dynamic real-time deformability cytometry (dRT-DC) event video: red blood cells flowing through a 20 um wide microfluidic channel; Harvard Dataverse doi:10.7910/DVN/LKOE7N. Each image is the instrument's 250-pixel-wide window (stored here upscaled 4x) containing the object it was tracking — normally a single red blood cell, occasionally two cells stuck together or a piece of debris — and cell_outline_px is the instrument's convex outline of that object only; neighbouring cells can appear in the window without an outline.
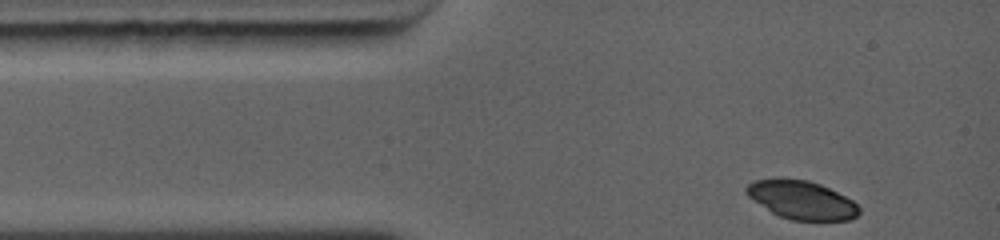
{"species": "common noctule bat (a hibernating species)", "species_latin": "Nyctalus noctula", "temperature_condition": "warm", "stored_images_in_passage": 5, "camera_frame_rate_fps": 5000, "um_per_image_px": 0.085, "animal": {"sex": "female", "body_mass_g": 19.0, "forearm_length_mm": 56.7}, "frame": {"image": 1, "passage_image": 1, "time_ms": 0.0, "image_size_px": [1000, 240], "cell_outline_px": [[860, 212], [852, 220], [792, 220], [780, 216], [772, 212], [748, 196], [744, 192], [744, 188], [752, 180], [776, 176], [780, 176], [808, 180], [820, 184], [852, 200], [860, 208]], "centroid_in_image_um": [68.09, 16.95], "position_along_channel_um": 16.9, "area_um2": 25.55}}
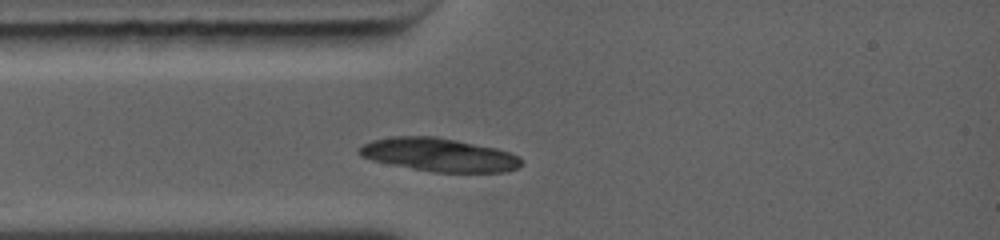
{"frame": {"image": 2, "passage_image": 5, "time_ms": 1.6, "image_size_px": [1000, 240], "cell_outline_px": [[524, 164], [516, 168], [504, 172], [432, 172], [372, 160], [360, 156], [356, 152], [356, 148], [372, 140], [392, 136], [436, 136], [496, 148], [520, 156]], "centroid_in_image_um": [37.3, 13.15], "position_along_channel_um": 47.7, "area_um2": 31.56}}